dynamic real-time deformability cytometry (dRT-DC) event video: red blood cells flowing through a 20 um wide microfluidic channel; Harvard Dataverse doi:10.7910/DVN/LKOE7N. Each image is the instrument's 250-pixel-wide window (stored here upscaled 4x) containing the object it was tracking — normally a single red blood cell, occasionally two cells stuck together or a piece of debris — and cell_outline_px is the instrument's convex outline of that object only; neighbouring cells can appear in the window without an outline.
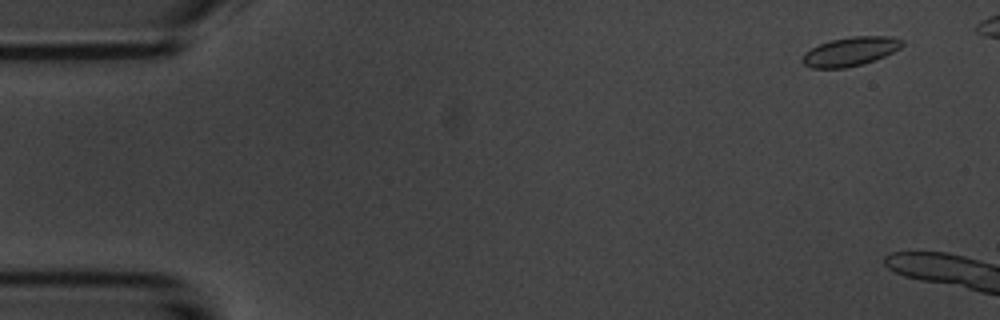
{"species": "common noctule bat (a hibernating species)", "species_latin": "Nyctalus noctula", "temperature_condition": "room temperature", "stored_images_in_passage": 3, "camera_frame_rate_fps": 3000, "um_per_image_px": 0.085, "animal": {"sex": "male", "body_mass_g": 20.1, "forearm_length_mm": 53.5}, "frame": {"image": 1, "passage_image": 1, "time_ms": 0.0, "image_size_px": [1000, 320], "cell_outline_px": [[904, 44], [900, 48], [884, 56], [864, 64], [844, 68], [812, 68], [804, 64], [800, 60], [812, 48], [820, 44], [832, 40], [852, 36], [888, 36], [904, 40]], "centroid_in_image_um": [72.31, 4.38], "position_along_channel_um": 12.7, "area_um2": 16.65}}